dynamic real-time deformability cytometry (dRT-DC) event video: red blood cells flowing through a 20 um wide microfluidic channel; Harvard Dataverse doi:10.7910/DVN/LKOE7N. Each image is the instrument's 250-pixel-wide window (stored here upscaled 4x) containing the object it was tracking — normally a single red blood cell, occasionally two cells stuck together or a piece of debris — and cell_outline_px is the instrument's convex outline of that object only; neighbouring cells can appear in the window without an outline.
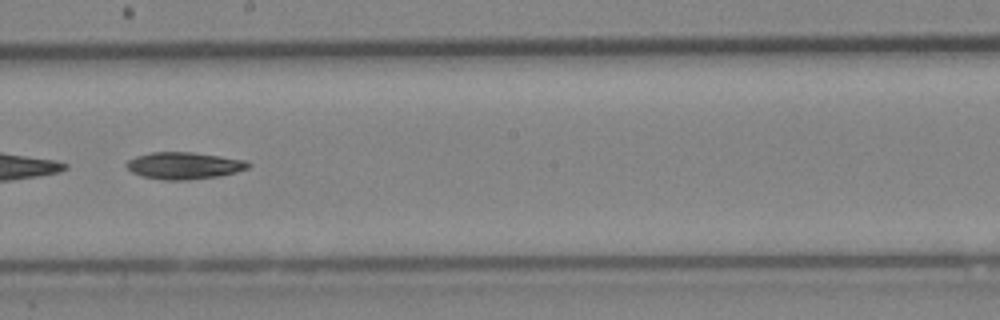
{"species": "Egyptian fruit bat (a non-hibernating species)", "species_latin": "Rousettus aegyptiacus", "temperature_condition": "cold", "stored_images_in_passage": 43, "camera_frame_rate_fps": 3000, "um_per_image_px": 0.085, "animal": {"sex": "female"}, "frame": {"image": 1, "passage_image": 25, "time_ms": 8.0, "image_size_px": [1000, 320], "cell_outline_px": [[252, 164], [248, 168], [236, 172], [220, 176], [184, 180], [164, 180], [140, 176], [132, 172], [124, 164], [128, 160], [136, 156], [152, 152], [192, 152], [248, 160]], "centroid_in_image_um": [15.65, 14.07], "position_along_channel_um": 232.5, "area_um2": 19.25}}